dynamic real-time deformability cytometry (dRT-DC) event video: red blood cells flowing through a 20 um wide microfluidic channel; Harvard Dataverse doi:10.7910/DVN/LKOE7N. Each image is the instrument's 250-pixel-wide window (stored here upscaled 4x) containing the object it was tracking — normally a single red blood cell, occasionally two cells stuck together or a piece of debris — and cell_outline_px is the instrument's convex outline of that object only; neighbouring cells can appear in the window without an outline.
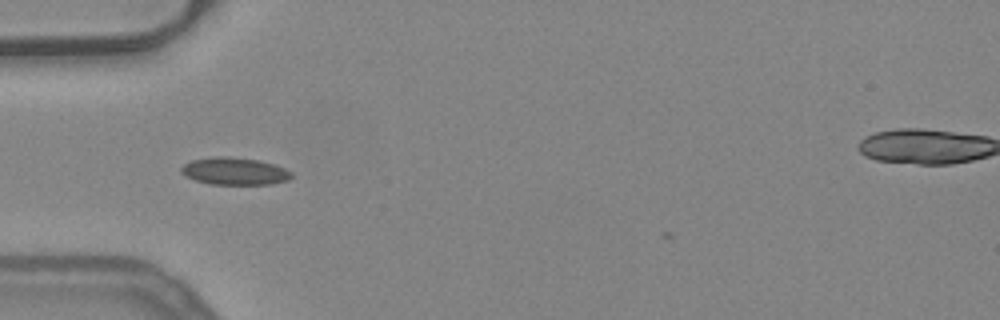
{"species": "common noctule bat (a hibernating species)", "species_latin": "Nyctalus noctula", "temperature_condition": "warm", "stored_images_in_passage": 35, "camera_frame_rate_fps": 3000, "um_per_image_px": 0.085, "animal": {"sex": "female", "body_mass_g": 24.6, "forearm_length_mm": 56.2}, "frame": {"image": 1, "passage_image": 2, "time_ms": 0.333, "image_size_px": [1000, 320], "cell_outline_px": [[292, 176], [288, 180], [272, 184], [208, 184], [184, 176], [180, 172], [180, 168], [184, 164], [192, 160], [212, 156], [228, 156], [256, 160], [276, 164], [292, 172]], "centroid_in_image_um": [19.92, 14.55], "position_along_channel_um": 65.1, "area_um2": 17.69}}
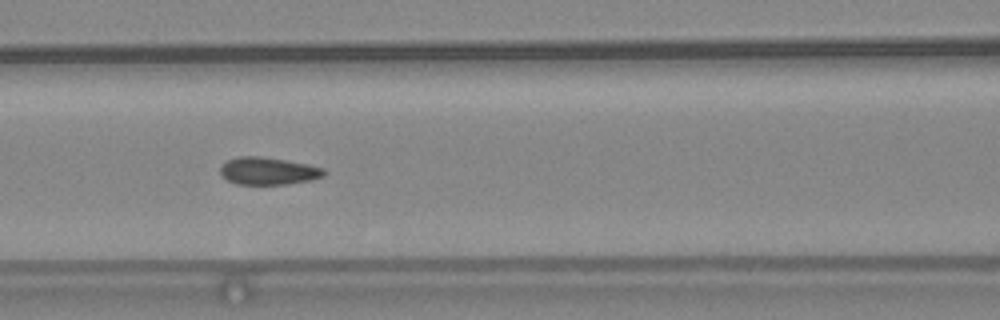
{"frame": {"image": 2, "passage_image": 8, "time_ms": 2.333, "image_size_px": [1000, 320], "cell_outline_px": [[324, 176], [312, 180], [288, 184], [236, 184], [228, 180], [220, 172], [220, 164], [228, 160], [240, 156], [260, 156], [308, 164], [324, 168]], "centroid_in_image_um": [22.79, 14.53], "position_along_channel_um": 143.8, "area_um2": 16.53}}
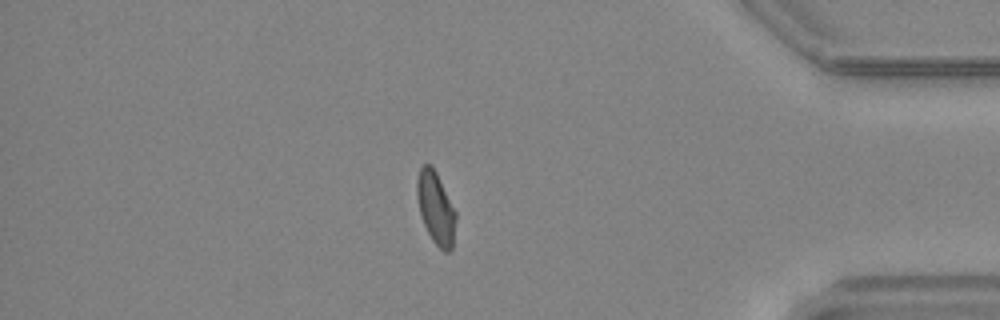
{"frame": {"image": 3, "passage_image": 30, "time_ms": 9.667, "image_size_px": [1000, 320], "cell_outline_px": [[456, 220], [452, 248], [448, 252], [444, 252], [432, 240], [424, 224], [420, 212], [416, 196], [416, 180], [420, 168], [424, 164], [432, 164], [456, 212]], "centroid_in_image_um": [37.03, 17.66], "position_along_channel_um": 398.2, "area_um2": 16.3}, "authors_computed_cell_mechanics": {"area_um2": 16.6464, "velocity_mm_per_s": 3.9429, "shape_relaxation_time_tau1_ms": null, "shape_relaxation_time_tau2_ms": 0.9742, "deformation_change_tau1": null, "deformation_change_tau2": 0.0455}}